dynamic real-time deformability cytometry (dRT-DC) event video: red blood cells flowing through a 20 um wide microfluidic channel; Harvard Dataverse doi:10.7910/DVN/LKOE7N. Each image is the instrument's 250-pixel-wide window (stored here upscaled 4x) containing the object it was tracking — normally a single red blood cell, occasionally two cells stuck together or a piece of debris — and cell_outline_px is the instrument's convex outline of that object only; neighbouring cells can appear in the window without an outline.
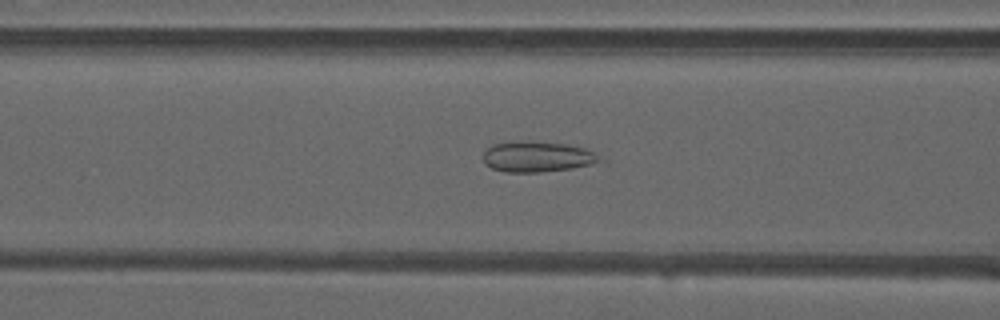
{"species": "common noctule bat (a hibernating species)", "species_latin": "Nyctalus noctula", "temperature_condition": "warm", "stored_images_in_passage": 41, "camera_frame_rate_fps": 3000, "um_per_image_px": 0.085, "animal": {"sex": "male", "forearm_length_mm": 52.5}, "frame": {"image": 1, "passage_image": 12, "time_ms": 3.667, "image_size_px": [1000, 320], "cell_outline_px": [[608, 164], [540, 172], [504, 172], [492, 168], [484, 164], [484, 152], [492, 144], [528, 140], [568, 144], [584, 148], [608, 160]], "centroid_in_image_um": [45.81, 13.33], "position_along_channel_um": 120.8, "area_um2": 21.5}}
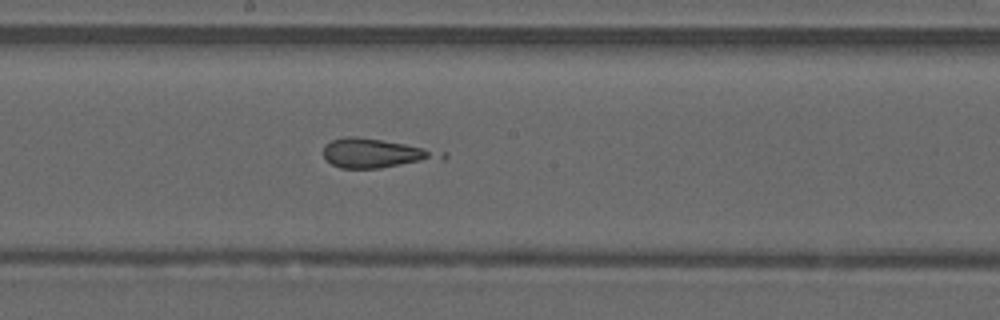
{"frame": {"image": 2, "passage_image": 19, "time_ms": 6.0, "image_size_px": [1000, 320], "cell_outline_px": [[448, 156], [444, 160], [380, 168], [340, 168], [332, 164], [324, 156], [324, 144], [332, 140], [344, 136], [356, 136], [404, 144], [448, 152]], "centroid_in_image_um": [32.02, 13.04], "position_along_channel_um": 216.2, "area_um2": 20.23}}
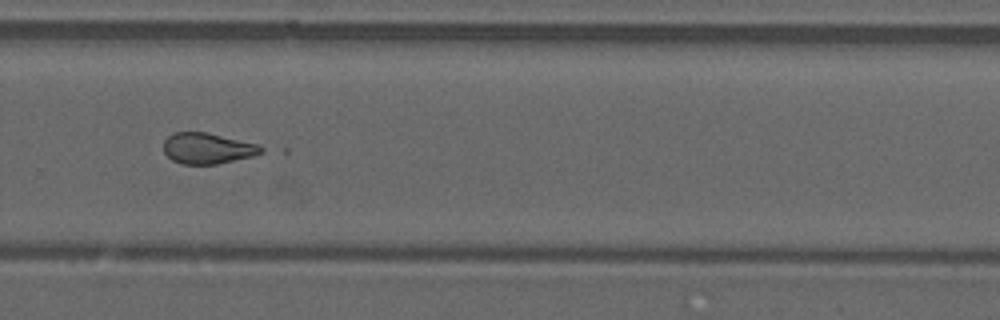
{"frame": {"image": 3, "passage_image": 26, "time_ms": 8.333, "image_size_px": [1000, 320], "cell_outline_px": [[268, 148], [264, 152], [252, 156], [216, 164], [184, 164], [172, 160], [164, 152], [164, 140], [172, 132], [208, 132], [260, 144]], "centroid_in_image_um": [17.69, 12.59], "position_along_channel_um": 312.1, "area_um2": 17.8}, "authors_computed_cell_mechanics": {"area_um2": 19.8254, "velocity_mm_per_s": 4.1229, "shape_relaxation_time_tau1_ms": null, "shape_relaxation_time_tau2_ms": 1.111, "deformation_change_tau1": null, "deformation_change_tau2": 0.0979}}